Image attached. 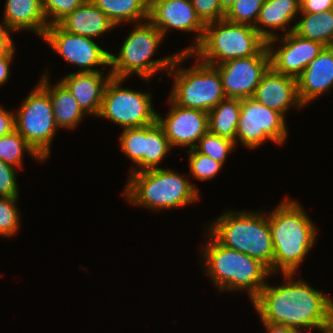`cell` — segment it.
Instances as JSON below:
<instances>
[{
    "instance_id": "obj_10",
    "label": "cell",
    "mask_w": 333,
    "mask_h": 333,
    "mask_svg": "<svg viewBox=\"0 0 333 333\" xmlns=\"http://www.w3.org/2000/svg\"><path fill=\"white\" fill-rule=\"evenodd\" d=\"M15 128L45 160L51 156L56 126L49 94L39 85L22 101L15 112Z\"/></svg>"
},
{
    "instance_id": "obj_38",
    "label": "cell",
    "mask_w": 333,
    "mask_h": 333,
    "mask_svg": "<svg viewBox=\"0 0 333 333\" xmlns=\"http://www.w3.org/2000/svg\"><path fill=\"white\" fill-rule=\"evenodd\" d=\"M14 31L3 22L0 23V57L11 54L15 50L11 34Z\"/></svg>"
},
{
    "instance_id": "obj_31",
    "label": "cell",
    "mask_w": 333,
    "mask_h": 333,
    "mask_svg": "<svg viewBox=\"0 0 333 333\" xmlns=\"http://www.w3.org/2000/svg\"><path fill=\"white\" fill-rule=\"evenodd\" d=\"M18 200L19 197H0V237H12L19 231L21 214Z\"/></svg>"
},
{
    "instance_id": "obj_3",
    "label": "cell",
    "mask_w": 333,
    "mask_h": 333,
    "mask_svg": "<svg viewBox=\"0 0 333 333\" xmlns=\"http://www.w3.org/2000/svg\"><path fill=\"white\" fill-rule=\"evenodd\" d=\"M200 259L203 273L215 284L217 291H247L252 302L271 277L269 268L260 260L221 245L208 231Z\"/></svg>"
},
{
    "instance_id": "obj_28",
    "label": "cell",
    "mask_w": 333,
    "mask_h": 333,
    "mask_svg": "<svg viewBox=\"0 0 333 333\" xmlns=\"http://www.w3.org/2000/svg\"><path fill=\"white\" fill-rule=\"evenodd\" d=\"M24 153L35 160L45 161L17 130L0 137V160L21 169Z\"/></svg>"
},
{
    "instance_id": "obj_27",
    "label": "cell",
    "mask_w": 333,
    "mask_h": 333,
    "mask_svg": "<svg viewBox=\"0 0 333 333\" xmlns=\"http://www.w3.org/2000/svg\"><path fill=\"white\" fill-rule=\"evenodd\" d=\"M170 150L168 138L157 122L144 126L143 170L159 168Z\"/></svg>"
},
{
    "instance_id": "obj_9",
    "label": "cell",
    "mask_w": 333,
    "mask_h": 333,
    "mask_svg": "<svg viewBox=\"0 0 333 333\" xmlns=\"http://www.w3.org/2000/svg\"><path fill=\"white\" fill-rule=\"evenodd\" d=\"M126 80L111 77L107 82L98 117L107 119L121 128L142 127L157 122L152 94L124 88Z\"/></svg>"
},
{
    "instance_id": "obj_42",
    "label": "cell",
    "mask_w": 333,
    "mask_h": 333,
    "mask_svg": "<svg viewBox=\"0 0 333 333\" xmlns=\"http://www.w3.org/2000/svg\"><path fill=\"white\" fill-rule=\"evenodd\" d=\"M236 0H220L221 9L227 13Z\"/></svg>"
},
{
    "instance_id": "obj_17",
    "label": "cell",
    "mask_w": 333,
    "mask_h": 333,
    "mask_svg": "<svg viewBox=\"0 0 333 333\" xmlns=\"http://www.w3.org/2000/svg\"><path fill=\"white\" fill-rule=\"evenodd\" d=\"M252 98L284 117L292 106L299 110L304 108L298 96L297 79L278 73L271 67L263 74Z\"/></svg>"
},
{
    "instance_id": "obj_37",
    "label": "cell",
    "mask_w": 333,
    "mask_h": 333,
    "mask_svg": "<svg viewBox=\"0 0 333 333\" xmlns=\"http://www.w3.org/2000/svg\"><path fill=\"white\" fill-rule=\"evenodd\" d=\"M333 9V0H300V12L322 13Z\"/></svg>"
},
{
    "instance_id": "obj_24",
    "label": "cell",
    "mask_w": 333,
    "mask_h": 333,
    "mask_svg": "<svg viewBox=\"0 0 333 333\" xmlns=\"http://www.w3.org/2000/svg\"><path fill=\"white\" fill-rule=\"evenodd\" d=\"M115 24L139 23L149 19V0H91Z\"/></svg>"
},
{
    "instance_id": "obj_36",
    "label": "cell",
    "mask_w": 333,
    "mask_h": 333,
    "mask_svg": "<svg viewBox=\"0 0 333 333\" xmlns=\"http://www.w3.org/2000/svg\"><path fill=\"white\" fill-rule=\"evenodd\" d=\"M197 15L207 24L225 18L220 0H191Z\"/></svg>"
},
{
    "instance_id": "obj_7",
    "label": "cell",
    "mask_w": 333,
    "mask_h": 333,
    "mask_svg": "<svg viewBox=\"0 0 333 333\" xmlns=\"http://www.w3.org/2000/svg\"><path fill=\"white\" fill-rule=\"evenodd\" d=\"M192 57L194 54L188 52L178 53L175 57L170 70L166 72L174 78L168 97L180 107L208 113L227 98L221 75L215 66L202 62L198 57L193 67H181L182 62Z\"/></svg>"
},
{
    "instance_id": "obj_43",
    "label": "cell",
    "mask_w": 333,
    "mask_h": 333,
    "mask_svg": "<svg viewBox=\"0 0 333 333\" xmlns=\"http://www.w3.org/2000/svg\"><path fill=\"white\" fill-rule=\"evenodd\" d=\"M320 332H322V333H333V325L321 329Z\"/></svg>"
},
{
    "instance_id": "obj_6",
    "label": "cell",
    "mask_w": 333,
    "mask_h": 333,
    "mask_svg": "<svg viewBox=\"0 0 333 333\" xmlns=\"http://www.w3.org/2000/svg\"><path fill=\"white\" fill-rule=\"evenodd\" d=\"M164 38L149 20L134 23L133 30L126 36L117 56L110 53L111 75L127 79L135 74L148 83L159 71L168 72L179 52L152 59Z\"/></svg>"
},
{
    "instance_id": "obj_1",
    "label": "cell",
    "mask_w": 333,
    "mask_h": 333,
    "mask_svg": "<svg viewBox=\"0 0 333 333\" xmlns=\"http://www.w3.org/2000/svg\"><path fill=\"white\" fill-rule=\"evenodd\" d=\"M282 277L285 280L283 285L266 283L252 301L261 321L287 326L301 333H310L313 329L320 331L333 325V299L329 295L304 279L295 278L294 273L282 274Z\"/></svg>"
},
{
    "instance_id": "obj_18",
    "label": "cell",
    "mask_w": 333,
    "mask_h": 333,
    "mask_svg": "<svg viewBox=\"0 0 333 333\" xmlns=\"http://www.w3.org/2000/svg\"><path fill=\"white\" fill-rule=\"evenodd\" d=\"M298 96L304 107L333 87V46H325L297 78Z\"/></svg>"
},
{
    "instance_id": "obj_35",
    "label": "cell",
    "mask_w": 333,
    "mask_h": 333,
    "mask_svg": "<svg viewBox=\"0 0 333 333\" xmlns=\"http://www.w3.org/2000/svg\"><path fill=\"white\" fill-rule=\"evenodd\" d=\"M18 169L0 160V197H19Z\"/></svg>"
},
{
    "instance_id": "obj_4",
    "label": "cell",
    "mask_w": 333,
    "mask_h": 333,
    "mask_svg": "<svg viewBox=\"0 0 333 333\" xmlns=\"http://www.w3.org/2000/svg\"><path fill=\"white\" fill-rule=\"evenodd\" d=\"M128 177L123 190L124 198L132 205L151 211L178 209L200 199L199 190L194 183L170 168L143 170L129 173Z\"/></svg>"
},
{
    "instance_id": "obj_39",
    "label": "cell",
    "mask_w": 333,
    "mask_h": 333,
    "mask_svg": "<svg viewBox=\"0 0 333 333\" xmlns=\"http://www.w3.org/2000/svg\"><path fill=\"white\" fill-rule=\"evenodd\" d=\"M15 128V112L8 111L0 105V137L10 134Z\"/></svg>"
},
{
    "instance_id": "obj_22",
    "label": "cell",
    "mask_w": 333,
    "mask_h": 333,
    "mask_svg": "<svg viewBox=\"0 0 333 333\" xmlns=\"http://www.w3.org/2000/svg\"><path fill=\"white\" fill-rule=\"evenodd\" d=\"M3 23L14 32L30 30L41 38L48 23L43 11L42 0H6Z\"/></svg>"
},
{
    "instance_id": "obj_32",
    "label": "cell",
    "mask_w": 333,
    "mask_h": 333,
    "mask_svg": "<svg viewBox=\"0 0 333 333\" xmlns=\"http://www.w3.org/2000/svg\"><path fill=\"white\" fill-rule=\"evenodd\" d=\"M187 153L189 154L188 161L190 169L188 177L192 174L193 178L196 180L206 181L217 176L223 168L221 163L216 162L209 156L197 152L194 148L188 149Z\"/></svg>"
},
{
    "instance_id": "obj_13",
    "label": "cell",
    "mask_w": 333,
    "mask_h": 333,
    "mask_svg": "<svg viewBox=\"0 0 333 333\" xmlns=\"http://www.w3.org/2000/svg\"><path fill=\"white\" fill-rule=\"evenodd\" d=\"M165 37L170 30L195 32L193 44L179 51L192 53L201 43L206 24L197 15L191 0H149V19Z\"/></svg>"
},
{
    "instance_id": "obj_15",
    "label": "cell",
    "mask_w": 333,
    "mask_h": 333,
    "mask_svg": "<svg viewBox=\"0 0 333 333\" xmlns=\"http://www.w3.org/2000/svg\"><path fill=\"white\" fill-rule=\"evenodd\" d=\"M276 42L281 47L276 46ZM266 46L270 56V67L295 79L325 47L321 42L304 39L294 32L273 38L266 42Z\"/></svg>"
},
{
    "instance_id": "obj_21",
    "label": "cell",
    "mask_w": 333,
    "mask_h": 333,
    "mask_svg": "<svg viewBox=\"0 0 333 333\" xmlns=\"http://www.w3.org/2000/svg\"><path fill=\"white\" fill-rule=\"evenodd\" d=\"M57 24L68 33L92 39L100 36L102 38L107 31L116 28L115 24L91 0H86Z\"/></svg>"
},
{
    "instance_id": "obj_41",
    "label": "cell",
    "mask_w": 333,
    "mask_h": 333,
    "mask_svg": "<svg viewBox=\"0 0 333 333\" xmlns=\"http://www.w3.org/2000/svg\"><path fill=\"white\" fill-rule=\"evenodd\" d=\"M267 333H301L293 328L261 321Z\"/></svg>"
},
{
    "instance_id": "obj_20",
    "label": "cell",
    "mask_w": 333,
    "mask_h": 333,
    "mask_svg": "<svg viewBox=\"0 0 333 333\" xmlns=\"http://www.w3.org/2000/svg\"><path fill=\"white\" fill-rule=\"evenodd\" d=\"M299 14L300 0H264L253 27L267 42L278 37L279 34L275 32L276 30L284 31V35L293 32L295 18ZM293 20L294 25L289 26L290 29L287 28Z\"/></svg>"
},
{
    "instance_id": "obj_26",
    "label": "cell",
    "mask_w": 333,
    "mask_h": 333,
    "mask_svg": "<svg viewBox=\"0 0 333 333\" xmlns=\"http://www.w3.org/2000/svg\"><path fill=\"white\" fill-rule=\"evenodd\" d=\"M241 99L226 98L208 112V131L235 142Z\"/></svg>"
},
{
    "instance_id": "obj_5",
    "label": "cell",
    "mask_w": 333,
    "mask_h": 333,
    "mask_svg": "<svg viewBox=\"0 0 333 333\" xmlns=\"http://www.w3.org/2000/svg\"><path fill=\"white\" fill-rule=\"evenodd\" d=\"M264 212L227 210L205 230L221 245L260 260L273 275L274 250L268 213Z\"/></svg>"
},
{
    "instance_id": "obj_19",
    "label": "cell",
    "mask_w": 333,
    "mask_h": 333,
    "mask_svg": "<svg viewBox=\"0 0 333 333\" xmlns=\"http://www.w3.org/2000/svg\"><path fill=\"white\" fill-rule=\"evenodd\" d=\"M74 72L59 81L70 91L86 115L100 113L105 86L112 77L111 72ZM106 74V76H104Z\"/></svg>"
},
{
    "instance_id": "obj_40",
    "label": "cell",
    "mask_w": 333,
    "mask_h": 333,
    "mask_svg": "<svg viewBox=\"0 0 333 333\" xmlns=\"http://www.w3.org/2000/svg\"><path fill=\"white\" fill-rule=\"evenodd\" d=\"M15 50L6 56L0 57V86L8 82L10 78V64L14 59Z\"/></svg>"
},
{
    "instance_id": "obj_33",
    "label": "cell",
    "mask_w": 333,
    "mask_h": 333,
    "mask_svg": "<svg viewBox=\"0 0 333 333\" xmlns=\"http://www.w3.org/2000/svg\"><path fill=\"white\" fill-rule=\"evenodd\" d=\"M264 0H236L225 19L240 24L255 25Z\"/></svg>"
},
{
    "instance_id": "obj_11",
    "label": "cell",
    "mask_w": 333,
    "mask_h": 333,
    "mask_svg": "<svg viewBox=\"0 0 333 333\" xmlns=\"http://www.w3.org/2000/svg\"><path fill=\"white\" fill-rule=\"evenodd\" d=\"M286 117L276 110L256 102L253 98L241 99V110L236 127L235 145L256 149L270 140L283 145L288 138Z\"/></svg>"
},
{
    "instance_id": "obj_12",
    "label": "cell",
    "mask_w": 333,
    "mask_h": 333,
    "mask_svg": "<svg viewBox=\"0 0 333 333\" xmlns=\"http://www.w3.org/2000/svg\"><path fill=\"white\" fill-rule=\"evenodd\" d=\"M42 40L66 63L78 66L79 73L99 72L101 69H97L98 66L103 69L110 66V52L101 48L92 38L68 33L58 24L49 25Z\"/></svg>"
},
{
    "instance_id": "obj_29",
    "label": "cell",
    "mask_w": 333,
    "mask_h": 333,
    "mask_svg": "<svg viewBox=\"0 0 333 333\" xmlns=\"http://www.w3.org/2000/svg\"><path fill=\"white\" fill-rule=\"evenodd\" d=\"M122 131L119 136L120 149L135 165L129 172L143 171L144 126L125 128Z\"/></svg>"
},
{
    "instance_id": "obj_34",
    "label": "cell",
    "mask_w": 333,
    "mask_h": 333,
    "mask_svg": "<svg viewBox=\"0 0 333 333\" xmlns=\"http://www.w3.org/2000/svg\"><path fill=\"white\" fill-rule=\"evenodd\" d=\"M86 0H42L43 11L48 25L57 24Z\"/></svg>"
},
{
    "instance_id": "obj_25",
    "label": "cell",
    "mask_w": 333,
    "mask_h": 333,
    "mask_svg": "<svg viewBox=\"0 0 333 333\" xmlns=\"http://www.w3.org/2000/svg\"><path fill=\"white\" fill-rule=\"evenodd\" d=\"M299 15L302 19L295 23V34L324 46H333V9L322 13L300 12Z\"/></svg>"
},
{
    "instance_id": "obj_14",
    "label": "cell",
    "mask_w": 333,
    "mask_h": 333,
    "mask_svg": "<svg viewBox=\"0 0 333 333\" xmlns=\"http://www.w3.org/2000/svg\"><path fill=\"white\" fill-rule=\"evenodd\" d=\"M227 98H252L263 74L270 67V56L265 45L256 55L228 60L215 65Z\"/></svg>"
},
{
    "instance_id": "obj_30",
    "label": "cell",
    "mask_w": 333,
    "mask_h": 333,
    "mask_svg": "<svg viewBox=\"0 0 333 333\" xmlns=\"http://www.w3.org/2000/svg\"><path fill=\"white\" fill-rule=\"evenodd\" d=\"M236 148L235 142L207 131L197 142L194 149L216 162L224 165L230 154Z\"/></svg>"
},
{
    "instance_id": "obj_16",
    "label": "cell",
    "mask_w": 333,
    "mask_h": 333,
    "mask_svg": "<svg viewBox=\"0 0 333 333\" xmlns=\"http://www.w3.org/2000/svg\"><path fill=\"white\" fill-rule=\"evenodd\" d=\"M167 102L170 105L169 112L165 118L157 113V123L162 127L171 148L193 149L208 131V113L180 107L170 98Z\"/></svg>"
},
{
    "instance_id": "obj_2",
    "label": "cell",
    "mask_w": 333,
    "mask_h": 333,
    "mask_svg": "<svg viewBox=\"0 0 333 333\" xmlns=\"http://www.w3.org/2000/svg\"><path fill=\"white\" fill-rule=\"evenodd\" d=\"M303 208L297 200L287 197L268 213L273 274H295L316 244L318 229Z\"/></svg>"
},
{
    "instance_id": "obj_8",
    "label": "cell",
    "mask_w": 333,
    "mask_h": 333,
    "mask_svg": "<svg viewBox=\"0 0 333 333\" xmlns=\"http://www.w3.org/2000/svg\"><path fill=\"white\" fill-rule=\"evenodd\" d=\"M265 45L266 41L253 26L224 18L206 24L203 39L192 53L202 62L215 66L256 55Z\"/></svg>"
},
{
    "instance_id": "obj_23",
    "label": "cell",
    "mask_w": 333,
    "mask_h": 333,
    "mask_svg": "<svg viewBox=\"0 0 333 333\" xmlns=\"http://www.w3.org/2000/svg\"><path fill=\"white\" fill-rule=\"evenodd\" d=\"M38 84L49 94L56 126L62 129H75L86 117V114L79 107L70 91L60 81L51 85L48 69Z\"/></svg>"
}]
</instances>
